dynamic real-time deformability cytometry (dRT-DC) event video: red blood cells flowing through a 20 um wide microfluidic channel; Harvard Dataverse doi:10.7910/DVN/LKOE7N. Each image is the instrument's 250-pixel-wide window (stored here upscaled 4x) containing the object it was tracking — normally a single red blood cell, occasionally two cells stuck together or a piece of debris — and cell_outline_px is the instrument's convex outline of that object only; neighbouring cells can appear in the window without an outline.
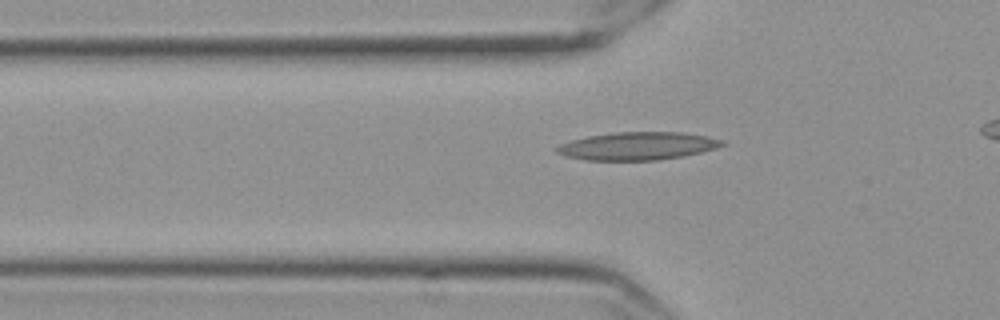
{"species": "Egyptian fruit bat (a non-hibernating species)", "species_latin": "Rousettus aegyptiacus", "temperature_condition": "cold", "stored_images_in_passage": 43, "camera_frame_rate_fps": 3000, "um_per_image_px": 0.085, "frame": {"image": 1, "passage_image": 12, "time_ms": 3.667, "image_size_px": [1000, 320], "cell_outline_px": [[728, 144], [716, 148], [684, 156], [660, 160], [584, 160], [564, 156], [556, 152], [552, 148], [560, 144], [572, 140], [588, 136], [616, 132], [684, 132], [708, 136], [724, 140]], "centroid_in_image_um": [54.2, 12.41], "position_along_channel_um": 71.6, "area_um2": 27.17}}
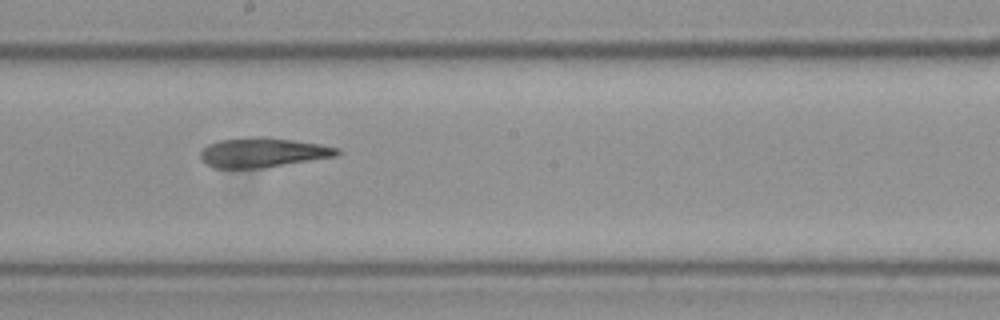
{"frame": {"image": 2, "passage_image": 25, "time_ms": 8.0, "image_size_px": [1000, 320], "cell_outline_px": [[344, 152], [336, 156], [260, 168], [216, 168], [200, 160], [200, 152], [208, 144], [216, 140], [244, 136], [264, 136], [320, 144], [340, 148]], "centroid_in_image_um": [22.32, 12.94], "position_along_channel_um": 225.9, "area_um2": 23.81}}
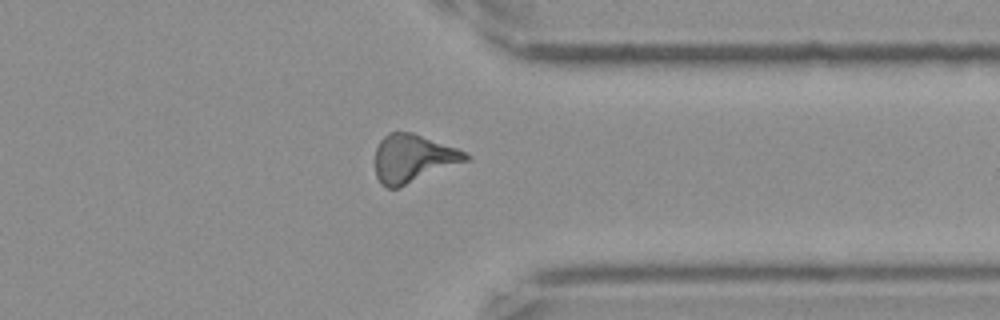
{"frame": {"image": 3, "passage_image": 38, "time_ms": 12.333, "image_size_px": [1000, 320], "cell_outline_px": [[472, 156], [468, 160], [400, 188], [388, 188], [380, 184], [376, 176], [376, 148], [380, 140], [388, 132], [412, 132], [456, 148]], "centroid_in_image_um": [35.09, 13.48], "position_along_channel_um": 376.3, "area_um2": 25.32}}